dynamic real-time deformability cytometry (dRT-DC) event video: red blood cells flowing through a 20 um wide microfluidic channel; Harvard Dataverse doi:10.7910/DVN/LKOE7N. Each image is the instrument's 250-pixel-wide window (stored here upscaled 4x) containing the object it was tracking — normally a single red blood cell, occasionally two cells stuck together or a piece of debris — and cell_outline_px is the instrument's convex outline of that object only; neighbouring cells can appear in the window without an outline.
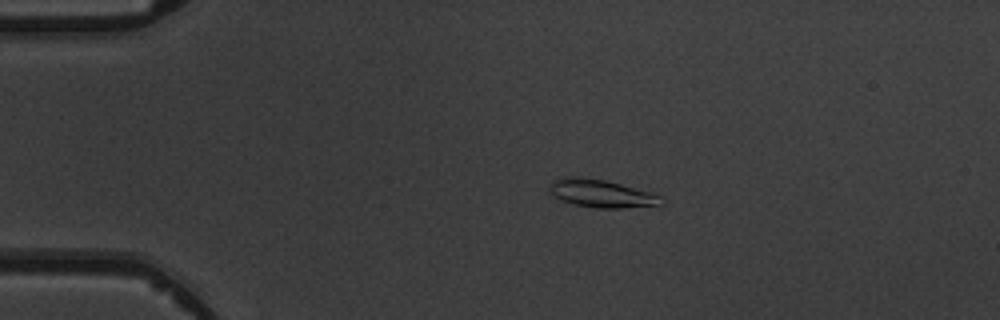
{"species": "common noctule bat (a hibernating species)", "species_latin": "Nyctalus noctula", "temperature_condition": "warm", "stored_images_in_passage": 5, "camera_frame_rate_fps": 3000, "um_per_image_px": 0.085, "animal": {"sex": "male", "body_mass_g": 19.5, "forearm_length_mm": 54.6}, "frame": {"image": 1, "passage_image": 4, "time_ms": 3.333, "image_size_px": [1000, 320], "cell_outline_px": [[664, 204], [620, 208], [596, 208], [572, 204], [560, 200], [552, 196], [548, 192], [548, 188], [552, 180], [564, 176], [580, 176], [604, 180], [620, 184], [664, 196]], "centroid_in_image_um": [51.05, 16.44], "position_along_channel_um": 33.9, "area_um2": 18.44}}